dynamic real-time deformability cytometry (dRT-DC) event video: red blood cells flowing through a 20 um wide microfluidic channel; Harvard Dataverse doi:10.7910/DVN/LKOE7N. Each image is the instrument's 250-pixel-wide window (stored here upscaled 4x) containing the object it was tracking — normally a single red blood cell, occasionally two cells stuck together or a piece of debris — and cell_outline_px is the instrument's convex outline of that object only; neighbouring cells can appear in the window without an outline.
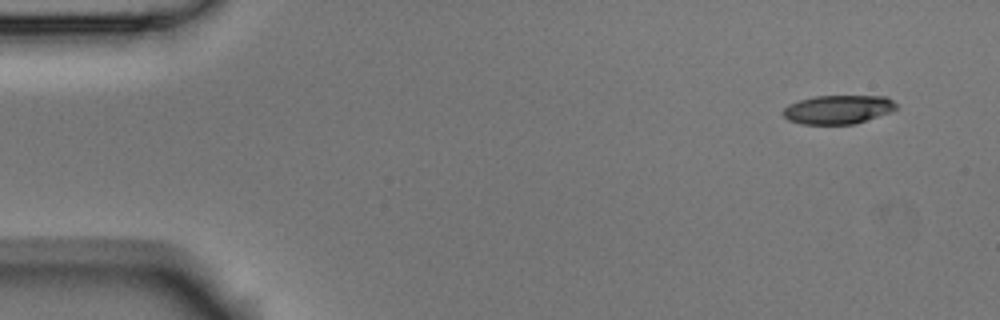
{"species": "Egyptian fruit bat (a non-hibernating species)", "species_latin": "Rousettus aegyptiacus", "temperature_condition": "room temperature", "stored_images_in_passage": 7, "camera_frame_rate_fps": 3000, "um_per_image_px": 0.085, "animal": {"sex": "male"}, "frame": {"image": 1, "passage_image": 1, "time_ms": 0.0, "image_size_px": [1000, 320], "cell_outline_px": [[896, 108], [892, 112], [856, 124], [800, 124], [788, 120], [784, 116], [784, 108], [788, 104], [800, 100], [816, 96], [888, 96], [896, 104]], "centroid_in_image_um": [71.26, 9.31], "position_along_channel_um": 13.7, "area_um2": 19.07}}
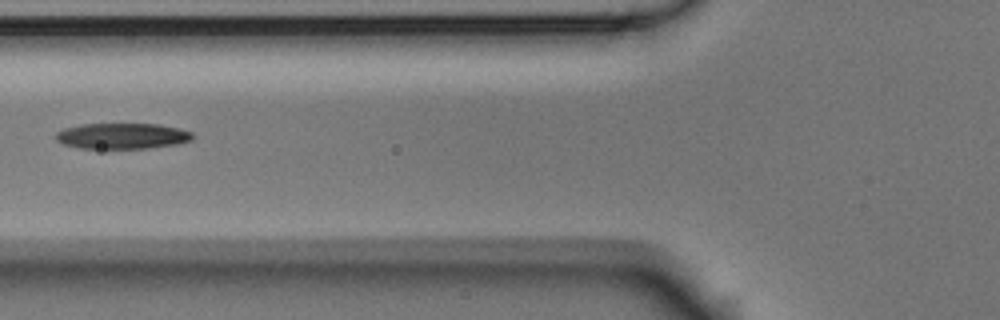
{"frame": {"image": 2, "passage_image": 6, "time_ms": 1.667, "image_size_px": [1000, 320], "cell_outline_px": [[196, 136], [192, 140], [176, 144], [148, 148], [80, 148], [64, 144], [56, 140], [56, 132], [64, 128], [80, 124], [160, 124], [192, 132]], "centroid_in_image_um": [10.4, 11.55], "position_along_channel_um": 115.4, "area_um2": 20.52}}
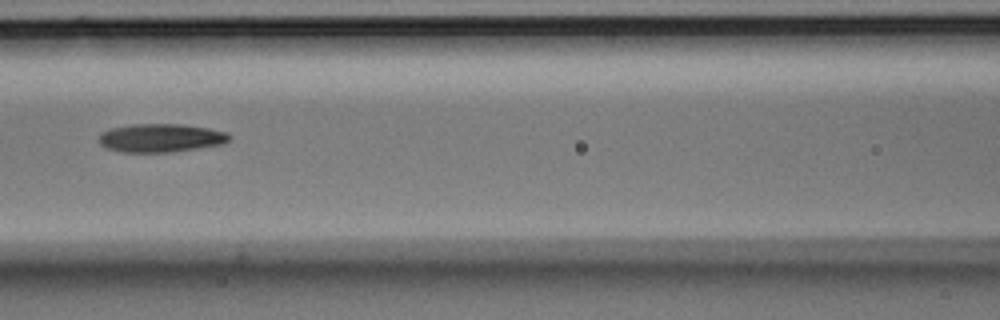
{"frame": {"image": 3, "passage_image": 7, "time_ms": 2.0, "image_size_px": [1000, 320], "cell_outline_px": [[232, 136], [228, 140], [220, 144], [172, 152], [120, 152], [104, 148], [100, 144], [100, 136], [104, 132], [112, 128], [132, 124], [180, 124], [208, 128], [228, 132]], "centroid_in_image_um": [13.66, 11.72], "position_along_channel_um": 152.9, "area_um2": 21.44}}